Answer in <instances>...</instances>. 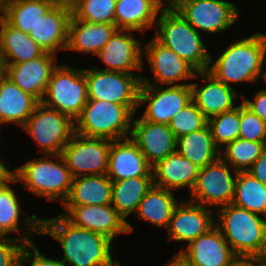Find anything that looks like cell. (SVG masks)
<instances>
[{"label": "cell", "mask_w": 266, "mask_h": 266, "mask_svg": "<svg viewBox=\"0 0 266 266\" xmlns=\"http://www.w3.org/2000/svg\"><path fill=\"white\" fill-rule=\"evenodd\" d=\"M40 234L49 235L62 246L66 266H121L111 256L112 241L93 231L77 227L62 214L41 219Z\"/></svg>", "instance_id": "1"}, {"label": "cell", "mask_w": 266, "mask_h": 266, "mask_svg": "<svg viewBox=\"0 0 266 266\" xmlns=\"http://www.w3.org/2000/svg\"><path fill=\"white\" fill-rule=\"evenodd\" d=\"M236 40L215 63L210 55L207 71L227 86L233 82H257L266 64V34L257 32L248 38Z\"/></svg>", "instance_id": "2"}, {"label": "cell", "mask_w": 266, "mask_h": 266, "mask_svg": "<svg viewBox=\"0 0 266 266\" xmlns=\"http://www.w3.org/2000/svg\"><path fill=\"white\" fill-rule=\"evenodd\" d=\"M154 38L163 46L174 51L197 72L207 71L210 53L198 31L167 1L156 21Z\"/></svg>", "instance_id": "3"}, {"label": "cell", "mask_w": 266, "mask_h": 266, "mask_svg": "<svg viewBox=\"0 0 266 266\" xmlns=\"http://www.w3.org/2000/svg\"><path fill=\"white\" fill-rule=\"evenodd\" d=\"M214 225L220 230L236 256L266 253V218L229 204L220 207Z\"/></svg>", "instance_id": "4"}, {"label": "cell", "mask_w": 266, "mask_h": 266, "mask_svg": "<svg viewBox=\"0 0 266 266\" xmlns=\"http://www.w3.org/2000/svg\"><path fill=\"white\" fill-rule=\"evenodd\" d=\"M48 157L46 154L29 160L10 173L33 195L45 197L48 201L61 199L63 204L70 193L73 177L61 154L52 155L56 162Z\"/></svg>", "instance_id": "5"}, {"label": "cell", "mask_w": 266, "mask_h": 266, "mask_svg": "<svg viewBox=\"0 0 266 266\" xmlns=\"http://www.w3.org/2000/svg\"><path fill=\"white\" fill-rule=\"evenodd\" d=\"M134 115L126 105L88 99L82 113L74 121L77 124L75 133L110 141L128 138Z\"/></svg>", "instance_id": "6"}, {"label": "cell", "mask_w": 266, "mask_h": 266, "mask_svg": "<svg viewBox=\"0 0 266 266\" xmlns=\"http://www.w3.org/2000/svg\"><path fill=\"white\" fill-rule=\"evenodd\" d=\"M88 101L84 69L57 65L47 85L42 103L75 121Z\"/></svg>", "instance_id": "7"}, {"label": "cell", "mask_w": 266, "mask_h": 266, "mask_svg": "<svg viewBox=\"0 0 266 266\" xmlns=\"http://www.w3.org/2000/svg\"><path fill=\"white\" fill-rule=\"evenodd\" d=\"M22 128L41 147L44 155L61 154L75 133L74 121L62 112L39 102Z\"/></svg>", "instance_id": "8"}, {"label": "cell", "mask_w": 266, "mask_h": 266, "mask_svg": "<svg viewBox=\"0 0 266 266\" xmlns=\"http://www.w3.org/2000/svg\"><path fill=\"white\" fill-rule=\"evenodd\" d=\"M88 99L126 105L135 115L139 108V89L142 75L84 69Z\"/></svg>", "instance_id": "9"}, {"label": "cell", "mask_w": 266, "mask_h": 266, "mask_svg": "<svg viewBox=\"0 0 266 266\" xmlns=\"http://www.w3.org/2000/svg\"><path fill=\"white\" fill-rule=\"evenodd\" d=\"M200 33H219L239 18V8L225 0H167Z\"/></svg>", "instance_id": "10"}, {"label": "cell", "mask_w": 266, "mask_h": 266, "mask_svg": "<svg viewBox=\"0 0 266 266\" xmlns=\"http://www.w3.org/2000/svg\"><path fill=\"white\" fill-rule=\"evenodd\" d=\"M192 101L191 85H168L166 88L156 85L146 77H141L139 89V107L148 103L144 120L169 124L171 119Z\"/></svg>", "instance_id": "11"}, {"label": "cell", "mask_w": 266, "mask_h": 266, "mask_svg": "<svg viewBox=\"0 0 266 266\" xmlns=\"http://www.w3.org/2000/svg\"><path fill=\"white\" fill-rule=\"evenodd\" d=\"M111 141L77 133L61 153L72 177L107 174Z\"/></svg>", "instance_id": "12"}, {"label": "cell", "mask_w": 266, "mask_h": 266, "mask_svg": "<svg viewBox=\"0 0 266 266\" xmlns=\"http://www.w3.org/2000/svg\"><path fill=\"white\" fill-rule=\"evenodd\" d=\"M229 164L221 157L200 168L196 184L190 192V201L210 207H222L233 202L238 171L234 176Z\"/></svg>", "instance_id": "13"}, {"label": "cell", "mask_w": 266, "mask_h": 266, "mask_svg": "<svg viewBox=\"0 0 266 266\" xmlns=\"http://www.w3.org/2000/svg\"><path fill=\"white\" fill-rule=\"evenodd\" d=\"M62 215L73 225L101 234L111 241L128 233L127 222L109 205L64 206Z\"/></svg>", "instance_id": "14"}, {"label": "cell", "mask_w": 266, "mask_h": 266, "mask_svg": "<svg viewBox=\"0 0 266 266\" xmlns=\"http://www.w3.org/2000/svg\"><path fill=\"white\" fill-rule=\"evenodd\" d=\"M130 138L151 167L177 151V138L167 124L133 117Z\"/></svg>", "instance_id": "15"}, {"label": "cell", "mask_w": 266, "mask_h": 266, "mask_svg": "<svg viewBox=\"0 0 266 266\" xmlns=\"http://www.w3.org/2000/svg\"><path fill=\"white\" fill-rule=\"evenodd\" d=\"M56 54L42 56L21 63L5 64L6 74L21 90L42 101L53 70L57 67Z\"/></svg>", "instance_id": "16"}, {"label": "cell", "mask_w": 266, "mask_h": 266, "mask_svg": "<svg viewBox=\"0 0 266 266\" xmlns=\"http://www.w3.org/2000/svg\"><path fill=\"white\" fill-rule=\"evenodd\" d=\"M132 30L117 29L110 40L96 54L108 68L105 71L134 74L131 71L143 69L142 43L134 39Z\"/></svg>", "instance_id": "17"}, {"label": "cell", "mask_w": 266, "mask_h": 266, "mask_svg": "<svg viewBox=\"0 0 266 266\" xmlns=\"http://www.w3.org/2000/svg\"><path fill=\"white\" fill-rule=\"evenodd\" d=\"M212 211V208L190 200H181L175 206L167 228L169 239L190 244L214 226Z\"/></svg>", "instance_id": "18"}, {"label": "cell", "mask_w": 266, "mask_h": 266, "mask_svg": "<svg viewBox=\"0 0 266 266\" xmlns=\"http://www.w3.org/2000/svg\"><path fill=\"white\" fill-rule=\"evenodd\" d=\"M145 49V50H144ZM142 54L145 55L153 72L155 82L159 86L164 85H191V84H174L181 80L195 78L197 71L178 56L171 49L163 46L155 38L146 43Z\"/></svg>", "instance_id": "19"}, {"label": "cell", "mask_w": 266, "mask_h": 266, "mask_svg": "<svg viewBox=\"0 0 266 266\" xmlns=\"http://www.w3.org/2000/svg\"><path fill=\"white\" fill-rule=\"evenodd\" d=\"M179 253L191 266H231L236 257L220 230L214 225Z\"/></svg>", "instance_id": "20"}, {"label": "cell", "mask_w": 266, "mask_h": 266, "mask_svg": "<svg viewBox=\"0 0 266 266\" xmlns=\"http://www.w3.org/2000/svg\"><path fill=\"white\" fill-rule=\"evenodd\" d=\"M18 180L10 173L6 172L0 178V235L5 236L8 233H18L20 231L18 224L20 213L24 216L25 225L24 237L21 238L26 244L32 242L29 236L40 234L41 219L36 215H26L21 212L19 201L14 190L7 183H16ZM33 232V233H32Z\"/></svg>", "instance_id": "21"}, {"label": "cell", "mask_w": 266, "mask_h": 266, "mask_svg": "<svg viewBox=\"0 0 266 266\" xmlns=\"http://www.w3.org/2000/svg\"><path fill=\"white\" fill-rule=\"evenodd\" d=\"M107 176L112 181L153 176L152 167L131 138L111 141Z\"/></svg>", "instance_id": "22"}, {"label": "cell", "mask_w": 266, "mask_h": 266, "mask_svg": "<svg viewBox=\"0 0 266 266\" xmlns=\"http://www.w3.org/2000/svg\"><path fill=\"white\" fill-rule=\"evenodd\" d=\"M199 76L205 84L198 88V83H191L192 101L207 119L236 107L234 101L238 94L233 87L217 80L208 71L195 74V78Z\"/></svg>", "instance_id": "23"}, {"label": "cell", "mask_w": 266, "mask_h": 266, "mask_svg": "<svg viewBox=\"0 0 266 266\" xmlns=\"http://www.w3.org/2000/svg\"><path fill=\"white\" fill-rule=\"evenodd\" d=\"M199 170L197 165L175 151L152 167L153 185L170 191L186 186L191 192Z\"/></svg>", "instance_id": "24"}, {"label": "cell", "mask_w": 266, "mask_h": 266, "mask_svg": "<svg viewBox=\"0 0 266 266\" xmlns=\"http://www.w3.org/2000/svg\"><path fill=\"white\" fill-rule=\"evenodd\" d=\"M72 12L53 7L28 34L46 52L57 54L68 45L69 21Z\"/></svg>", "instance_id": "25"}, {"label": "cell", "mask_w": 266, "mask_h": 266, "mask_svg": "<svg viewBox=\"0 0 266 266\" xmlns=\"http://www.w3.org/2000/svg\"><path fill=\"white\" fill-rule=\"evenodd\" d=\"M116 30L115 23L84 22L72 14L66 50L96 55Z\"/></svg>", "instance_id": "26"}, {"label": "cell", "mask_w": 266, "mask_h": 266, "mask_svg": "<svg viewBox=\"0 0 266 266\" xmlns=\"http://www.w3.org/2000/svg\"><path fill=\"white\" fill-rule=\"evenodd\" d=\"M163 0H117L114 23L117 29L145 31L156 24L165 6ZM163 6V7H162Z\"/></svg>", "instance_id": "27"}, {"label": "cell", "mask_w": 266, "mask_h": 266, "mask_svg": "<svg viewBox=\"0 0 266 266\" xmlns=\"http://www.w3.org/2000/svg\"><path fill=\"white\" fill-rule=\"evenodd\" d=\"M38 103L34 96L21 90L8 77L0 80V126L16 123L22 127Z\"/></svg>", "instance_id": "28"}, {"label": "cell", "mask_w": 266, "mask_h": 266, "mask_svg": "<svg viewBox=\"0 0 266 266\" xmlns=\"http://www.w3.org/2000/svg\"><path fill=\"white\" fill-rule=\"evenodd\" d=\"M112 204V180L107 174L74 177L63 206Z\"/></svg>", "instance_id": "29"}, {"label": "cell", "mask_w": 266, "mask_h": 266, "mask_svg": "<svg viewBox=\"0 0 266 266\" xmlns=\"http://www.w3.org/2000/svg\"><path fill=\"white\" fill-rule=\"evenodd\" d=\"M153 185V176H141L112 181V206L127 222L128 233L133 231L126 217L137 212L139 203Z\"/></svg>", "instance_id": "30"}, {"label": "cell", "mask_w": 266, "mask_h": 266, "mask_svg": "<svg viewBox=\"0 0 266 266\" xmlns=\"http://www.w3.org/2000/svg\"><path fill=\"white\" fill-rule=\"evenodd\" d=\"M0 52L5 64H15L36 59L46 51L27 33L4 20L0 27Z\"/></svg>", "instance_id": "31"}, {"label": "cell", "mask_w": 266, "mask_h": 266, "mask_svg": "<svg viewBox=\"0 0 266 266\" xmlns=\"http://www.w3.org/2000/svg\"><path fill=\"white\" fill-rule=\"evenodd\" d=\"M178 203L173 191L152 185L139 203L136 214L145 222L168 228L172 212Z\"/></svg>", "instance_id": "32"}, {"label": "cell", "mask_w": 266, "mask_h": 266, "mask_svg": "<svg viewBox=\"0 0 266 266\" xmlns=\"http://www.w3.org/2000/svg\"><path fill=\"white\" fill-rule=\"evenodd\" d=\"M177 151L199 168L205 167L220 157V150L213 141L208 124L195 132L177 138Z\"/></svg>", "instance_id": "33"}, {"label": "cell", "mask_w": 266, "mask_h": 266, "mask_svg": "<svg viewBox=\"0 0 266 266\" xmlns=\"http://www.w3.org/2000/svg\"><path fill=\"white\" fill-rule=\"evenodd\" d=\"M53 7L50 0H5L4 20L12 27L29 34Z\"/></svg>", "instance_id": "34"}, {"label": "cell", "mask_w": 266, "mask_h": 266, "mask_svg": "<svg viewBox=\"0 0 266 266\" xmlns=\"http://www.w3.org/2000/svg\"><path fill=\"white\" fill-rule=\"evenodd\" d=\"M232 204L256 214H264L266 218V184L247 171H239Z\"/></svg>", "instance_id": "35"}, {"label": "cell", "mask_w": 266, "mask_h": 266, "mask_svg": "<svg viewBox=\"0 0 266 266\" xmlns=\"http://www.w3.org/2000/svg\"><path fill=\"white\" fill-rule=\"evenodd\" d=\"M266 142L238 138L220 150V157L236 171H247L261 156Z\"/></svg>", "instance_id": "36"}, {"label": "cell", "mask_w": 266, "mask_h": 266, "mask_svg": "<svg viewBox=\"0 0 266 266\" xmlns=\"http://www.w3.org/2000/svg\"><path fill=\"white\" fill-rule=\"evenodd\" d=\"M214 144L221 150L220 145L225 146L239 138L240 130V104L234 109L215 115L208 119Z\"/></svg>", "instance_id": "37"}, {"label": "cell", "mask_w": 266, "mask_h": 266, "mask_svg": "<svg viewBox=\"0 0 266 266\" xmlns=\"http://www.w3.org/2000/svg\"><path fill=\"white\" fill-rule=\"evenodd\" d=\"M117 0H81L72 14L90 23H114Z\"/></svg>", "instance_id": "38"}, {"label": "cell", "mask_w": 266, "mask_h": 266, "mask_svg": "<svg viewBox=\"0 0 266 266\" xmlns=\"http://www.w3.org/2000/svg\"><path fill=\"white\" fill-rule=\"evenodd\" d=\"M207 124L208 119L198 109L196 104L191 101L171 119L168 125L176 138H179L191 132L198 131Z\"/></svg>", "instance_id": "39"}, {"label": "cell", "mask_w": 266, "mask_h": 266, "mask_svg": "<svg viewBox=\"0 0 266 266\" xmlns=\"http://www.w3.org/2000/svg\"><path fill=\"white\" fill-rule=\"evenodd\" d=\"M239 138L266 142V122L240 104V130Z\"/></svg>", "instance_id": "40"}, {"label": "cell", "mask_w": 266, "mask_h": 266, "mask_svg": "<svg viewBox=\"0 0 266 266\" xmlns=\"http://www.w3.org/2000/svg\"><path fill=\"white\" fill-rule=\"evenodd\" d=\"M25 245L21 238H5L0 235V266H17Z\"/></svg>", "instance_id": "41"}, {"label": "cell", "mask_w": 266, "mask_h": 266, "mask_svg": "<svg viewBox=\"0 0 266 266\" xmlns=\"http://www.w3.org/2000/svg\"><path fill=\"white\" fill-rule=\"evenodd\" d=\"M31 250L33 251L31 252ZM27 263H30V266H66L61 260L45 257L33 242L25 245L19 256L17 266H25Z\"/></svg>", "instance_id": "42"}, {"label": "cell", "mask_w": 266, "mask_h": 266, "mask_svg": "<svg viewBox=\"0 0 266 266\" xmlns=\"http://www.w3.org/2000/svg\"><path fill=\"white\" fill-rule=\"evenodd\" d=\"M242 97V104L249 109L252 113L257 115L260 119L266 122V93L262 92L261 90L258 91L253 100H249L243 95Z\"/></svg>", "instance_id": "43"}, {"label": "cell", "mask_w": 266, "mask_h": 266, "mask_svg": "<svg viewBox=\"0 0 266 266\" xmlns=\"http://www.w3.org/2000/svg\"><path fill=\"white\" fill-rule=\"evenodd\" d=\"M247 172L261 183L266 184V147L263 149L261 156L247 170Z\"/></svg>", "instance_id": "44"}, {"label": "cell", "mask_w": 266, "mask_h": 266, "mask_svg": "<svg viewBox=\"0 0 266 266\" xmlns=\"http://www.w3.org/2000/svg\"><path fill=\"white\" fill-rule=\"evenodd\" d=\"M231 266H261V256H236Z\"/></svg>", "instance_id": "45"}, {"label": "cell", "mask_w": 266, "mask_h": 266, "mask_svg": "<svg viewBox=\"0 0 266 266\" xmlns=\"http://www.w3.org/2000/svg\"><path fill=\"white\" fill-rule=\"evenodd\" d=\"M54 7L68 9L73 12L81 3V0H50Z\"/></svg>", "instance_id": "46"}, {"label": "cell", "mask_w": 266, "mask_h": 266, "mask_svg": "<svg viewBox=\"0 0 266 266\" xmlns=\"http://www.w3.org/2000/svg\"><path fill=\"white\" fill-rule=\"evenodd\" d=\"M165 266H191L189 262L180 254H175Z\"/></svg>", "instance_id": "47"}, {"label": "cell", "mask_w": 266, "mask_h": 266, "mask_svg": "<svg viewBox=\"0 0 266 266\" xmlns=\"http://www.w3.org/2000/svg\"><path fill=\"white\" fill-rule=\"evenodd\" d=\"M6 74V65L4 58L0 52V80L5 76Z\"/></svg>", "instance_id": "48"}, {"label": "cell", "mask_w": 266, "mask_h": 266, "mask_svg": "<svg viewBox=\"0 0 266 266\" xmlns=\"http://www.w3.org/2000/svg\"><path fill=\"white\" fill-rule=\"evenodd\" d=\"M5 18V0H0V27Z\"/></svg>", "instance_id": "49"}, {"label": "cell", "mask_w": 266, "mask_h": 266, "mask_svg": "<svg viewBox=\"0 0 266 266\" xmlns=\"http://www.w3.org/2000/svg\"><path fill=\"white\" fill-rule=\"evenodd\" d=\"M8 168L5 166V163L3 162V160L0 159V178L6 173L8 172Z\"/></svg>", "instance_id": "50"}, {"label": "cell", "mask_w": 266, "mask_h": 266, "mask_svg": "<svg viewBox=\"0 0 266 266\" xmlns=\"http://www.w3.org/2000/svg\"><path fill=\"white\" fill-rule=\"evenodd\" d=\"M261 266H266V253L261 255Z\"/></svg>", "instance_id": "51"}, {"label": "cell", "mask_w": 266, "mask_h": 266, "mask_svg": "<svg viewBox=\"0 0 266 266\" xmlns=\"http://www.w3.org/2000/svg\"><path fill=\"white\" fill-rule=\"evenodd\" d=\"M261 74H263V78L265 79V83H266V70H264L263 72L261 71L260 76H261ZM261 91L266 93V89H262Z\"/></svg>", "instance_id": "52"}]
</instances>
